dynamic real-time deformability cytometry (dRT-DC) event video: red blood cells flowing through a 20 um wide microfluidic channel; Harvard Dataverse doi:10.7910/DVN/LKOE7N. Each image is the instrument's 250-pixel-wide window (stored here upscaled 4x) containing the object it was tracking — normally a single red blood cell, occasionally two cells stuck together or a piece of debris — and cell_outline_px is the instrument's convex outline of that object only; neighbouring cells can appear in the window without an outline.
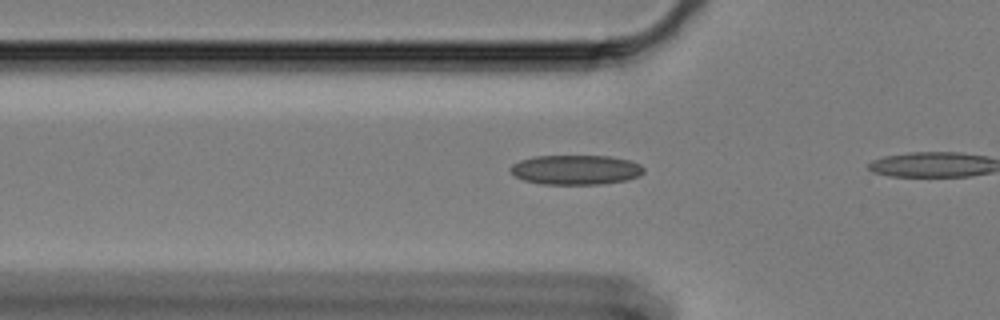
{"species": "Egyptian fruit bat (a non-hibernating species)", "species_latin": "Rousettus aegyptiacus", "temperature_condition": "cold", "stored_images_in_passage": 7, "camera_frame_rate_fps": 3000, "um_per_image_px": 0.085, "animal": {"sex": "female"}, "frame": {"image": 1, "passage_image": 5, "time_ms": 1.333, "image_size_px": [1000, 320], "cell_outline_px": [[644, 172], [636, 176], [624, 180], [600, 184], [544, 184], [524, 180], [516, 176], [508, 168], [512, 164], [520, 160], [536, 156], [608, 156], [628, 160], [640, 164], [644, 168]], "centroid_in_image_um": [48.91, 14.42], "position_along_channel_um": 76.9, "area_um2": 22.77}}